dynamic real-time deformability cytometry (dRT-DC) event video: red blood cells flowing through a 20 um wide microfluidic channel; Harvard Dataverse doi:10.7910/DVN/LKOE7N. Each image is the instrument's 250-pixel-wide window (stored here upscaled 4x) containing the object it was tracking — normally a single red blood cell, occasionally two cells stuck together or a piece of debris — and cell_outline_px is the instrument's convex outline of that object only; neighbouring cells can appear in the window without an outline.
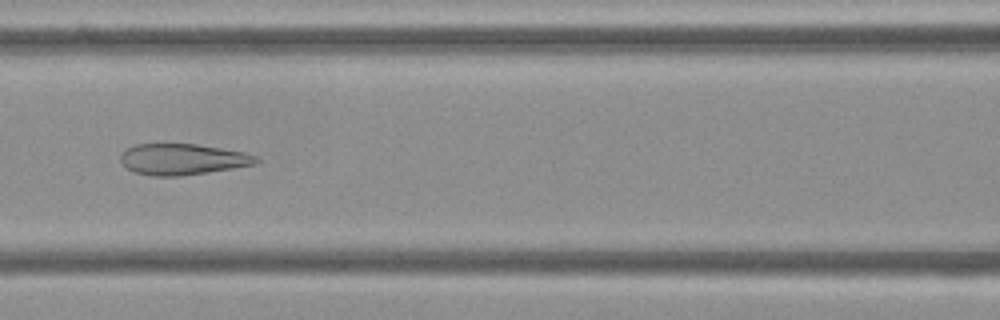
{"species": "Egyptian fruit bat (a non-hibernating species)", "species_latin": "Rousettus aegyptiacus", "temperature_condition": "cold", "stored_images_in_passage": 45, "camera_frame_rate_fps": 3000, "um_per_image_px": 0.085, "frame": {"image": 1, "passage_image": 15, "time_ms": 4.667, "image_size_px": [1000, 320], "cell_outline_px": [[260, 160], [256, 164], [232, 168], [180, 176], [152, 176], [132, 172], [120, 160], [120, 156], [128, 148], [136, 144], [196, 144], [244, 152], [256, 156]], "centroid_in_image_um": [15.51, 13.54], "position_along_channel_um": 151.1, "area_um2": 24.33}}
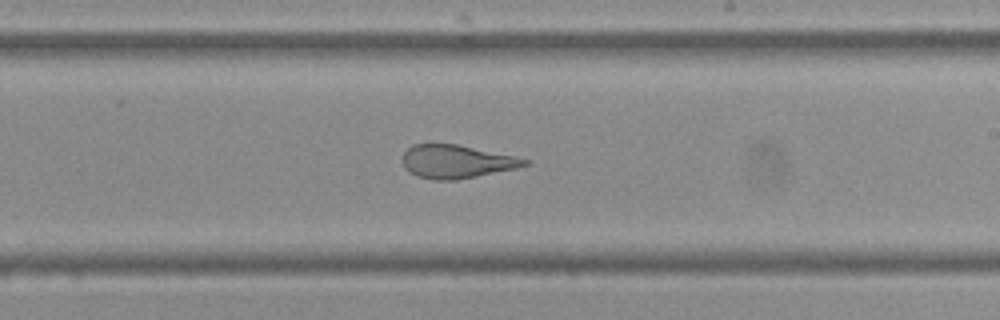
{"frame": {"image": 2, "passage_image": 23, "time_ms": 7.333, "image_size_px": [1000, 320], "cell_outline_px": [[532, 160], [528, 164], [516, 168], [456, 180], [432, 180], [416, 176], [408, 172], [404, 168], [400, 160], [400, 156], [412, 144], [456, 144], [516, 156]], "centroid_in_image_um": [38.74, 13.73], "position_along_channel_um": 250.3, "area_um2": 23.93}}
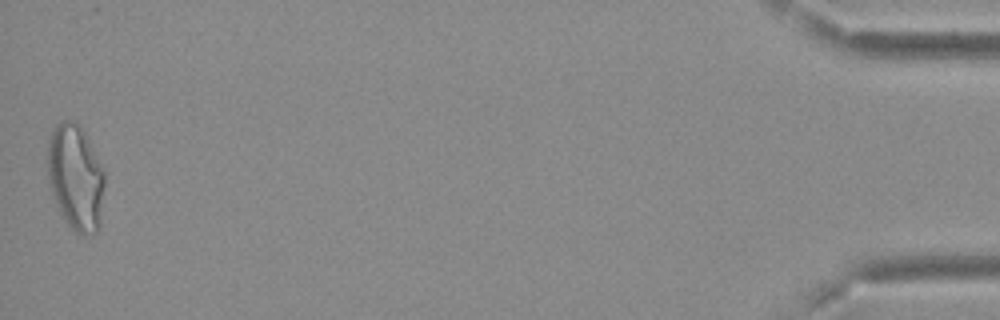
{"frame": {"image": 3, "passage_image": 45, "time_ms": 14.667, "image_size_px": [1000, 320], "cell_outline_px": [[104, 184], [100, 224], [96, 232], [92, 236], [84, 236], [76, 232], [64, 220], [60, 212], [52, 192], [48, 176], [48, 140], [56, 124], [60, 120], [76, 120], [84, 132], [104, 168]], "centroid_in_image_um": [6.44, 15.07], "position_along_channel_um": 428.8, "area_um2": 35.26}, "authors_computed_cell_mechanics": {"area_um2": 27.6284, "velocity_mm_per_s": 3.7233, "shape_relaxation_time_tau1_ms": null, "shape_relaxation_time_tau2_ms": 1.2563, "deformation_change_tau1": null, "deformation_change_tau2": 0.1014}}